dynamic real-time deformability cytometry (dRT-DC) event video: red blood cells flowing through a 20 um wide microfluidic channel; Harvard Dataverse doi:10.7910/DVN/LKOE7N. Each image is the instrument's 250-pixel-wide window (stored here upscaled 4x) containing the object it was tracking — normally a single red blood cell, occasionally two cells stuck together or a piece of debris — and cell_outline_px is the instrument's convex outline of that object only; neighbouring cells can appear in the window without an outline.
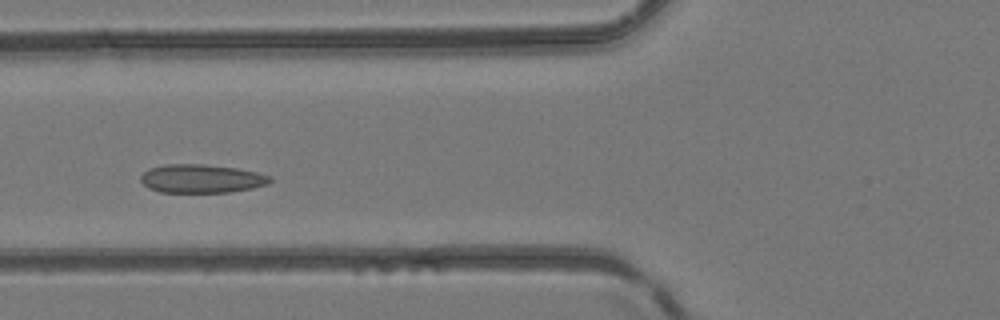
{"species": "common noctule bat (a hibernating species)", "species_latin": "Nyctalus noctula", "temperature_condition": "room temperature", "stored_images_in_passage": 40, "camera_frame_rate_fps": 3000, "um_per_image_px": 0.085, "animal": {"sex": "female", "body_mass_g": 24.6, "forearm_length_mm": 56.2}, "frame": {"image": 1, "passage_image": 11, "time_ms": 3.333, "image_size_px": [1000, 320], "cell_outline_px": [[272, 180], [268, 184], [252, 188], [228, 192], [160, 192], [148, 188], [140, 180], [140, 176], [148, 168], [164, 164], [204, 164], [236, 168], [256, 172], [272, 176]], "centroid_in_image_um": [17.11, 15.18], "position_along_channel_um": 108.7, "area_um2": 21.56}}
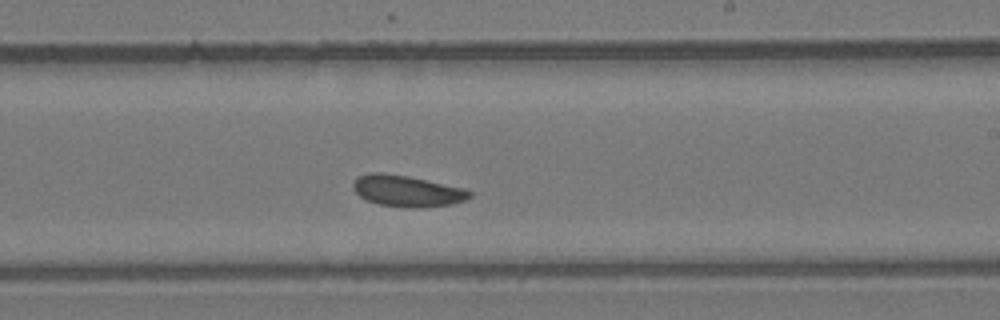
{"frame": {"image": 2, "passage_image": 21, "time_ms": 6.667, "image_size_px": [1000, 320], "cell_outline_px": [[472, 196], [464, 200], [452, 204], [408, 208], [404, 208], [380, 204], [368, 200], [360, 196], [352, 188], [352, 184], [360, 176], [368, 172], [384, 172], [408, 176], [468, 188], [472, 192]], "centroid_in_image_um": [34.63, 16.22], "position_along_channel_um": 254.4, "area_um2": 21.33}}
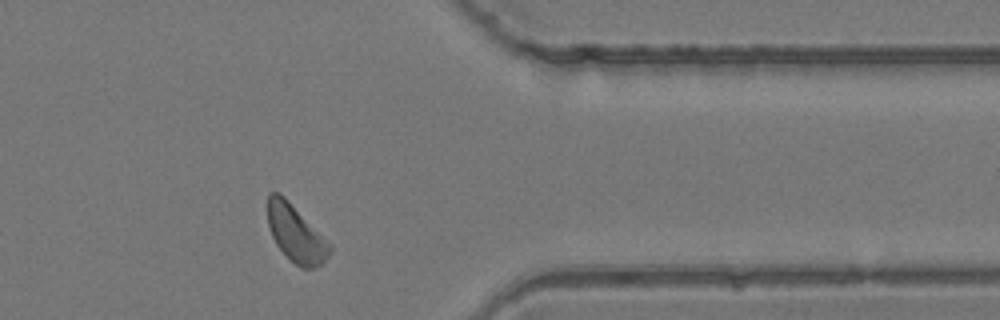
{"frame": {"image": 3, "passage_image": 31, "time_ms": 10.0, "image_size_px": [1000, 320], "cell_outline_px": [[332, 252], [316, 268], [300, 268], [288, 260], [276, 244], [272, 236], [268, 224], [268, 192], [276, 192], [284, 196], [332, 244]], "centroid_in_image_um": [25.16, 19.88], "position_along_channel_um": 386.2, "area_um2": 20.75}}